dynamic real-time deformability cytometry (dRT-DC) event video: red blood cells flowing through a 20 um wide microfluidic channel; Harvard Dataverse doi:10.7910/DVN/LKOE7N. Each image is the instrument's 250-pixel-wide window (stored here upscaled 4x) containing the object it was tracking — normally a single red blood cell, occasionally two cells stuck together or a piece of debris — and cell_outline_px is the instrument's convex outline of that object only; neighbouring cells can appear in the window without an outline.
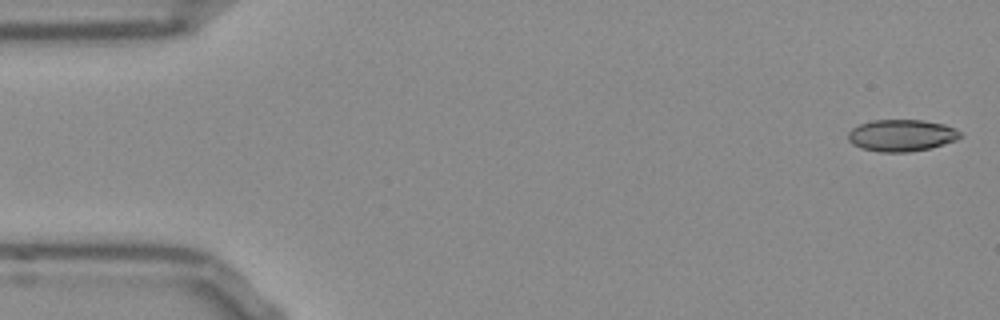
{"species": "Egyptian fruit bat (a non-hibernating species)", "species_latin": "Rousettus aegyptiacus", "temperature_condition": "room temperature", "stored_images_in_passage": 52, "camera_frame_rate_fps": 3000, "um_per_image_px": 0.085, "frame": {"image": 1, "passage_image": 1, "time_ms": 0.0, "image_size_px": [1000, 320], "cell_outline_px": [[964, 136], [956, 140], [928, 148], [908, 152], [880, 152], [864, 148], [852, 144], [848, 140], [848, 132], [852, 128], [860, 124], [872, 120], [924, 120], [944, 124], [960, 132]], "centroid_in_image_um": [76.62, 11.5], "position_along_channel_um": 8.4, "area_um2": 20.63}}
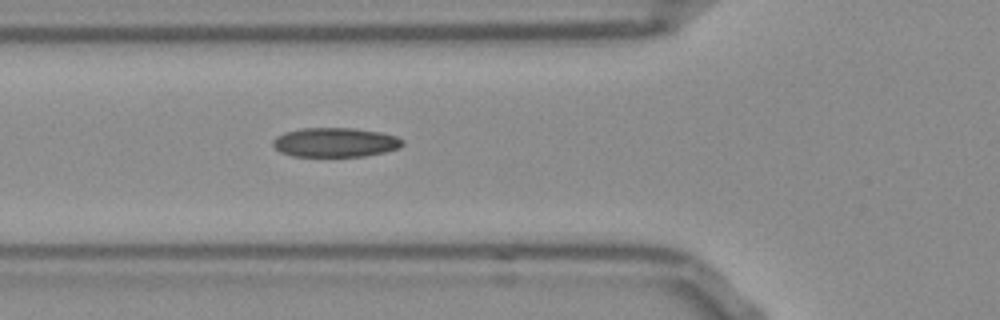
{"frame": {"image": 2, "passage_image": 18, "time_ms": 5.667, "image_size_px": [1000, 320], "cell_outline_px": [[404, 144], [400, 148], [384, 152], [364, 156], [292, 156], [280, 152], [272, 144], [272, 140], [276, 136], [284, 132], [300, 128], [352, 128], [380, 132], [396, 136], [404, 140]], "centroid_in_image_um": [28.49, 12.1], "position_along_channel_um": 97.3, "area_um2": 22.25}}
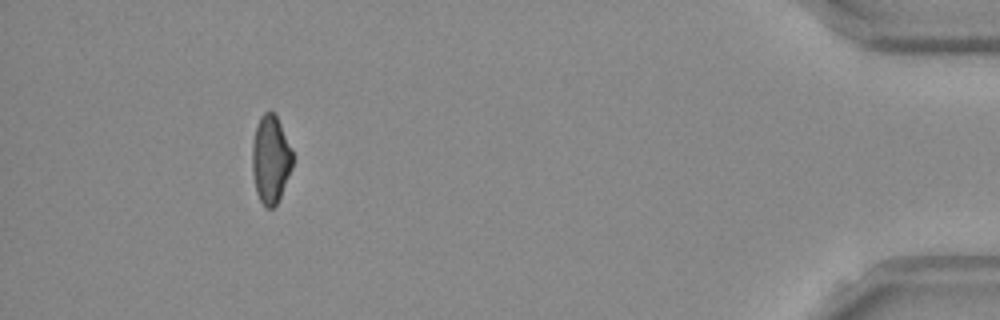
{"frame": {"image": 3, "passage_image": 48, "time_ms": 15.667, "image_size_px": [1000, 320], "cell_outline_px": [[292, 168], [280, 196], [276, 204], [272, 208], [264, 208], [256, 192], [252, 172], [252, 144], [256, 128], [260, 116], [268, 108], [276, 116], [280, 124], [292, 152]], "centroid_in_image_um": [22.98, 13.55], "position_along_channel_um": 412.2, "area_um2": 20.52}, "authors_computed_cell_mechanics": {"area_um2": 21.675, "velocity_mm_per_s": 3.8116, "shape_relaxation_time_tau1_ms": 9.6723, "shape_relaxation_time_tau2_ms": 3.863, "deformation_change_tau1": 0.2042, "deformation_change_tau2": 0.0974}}